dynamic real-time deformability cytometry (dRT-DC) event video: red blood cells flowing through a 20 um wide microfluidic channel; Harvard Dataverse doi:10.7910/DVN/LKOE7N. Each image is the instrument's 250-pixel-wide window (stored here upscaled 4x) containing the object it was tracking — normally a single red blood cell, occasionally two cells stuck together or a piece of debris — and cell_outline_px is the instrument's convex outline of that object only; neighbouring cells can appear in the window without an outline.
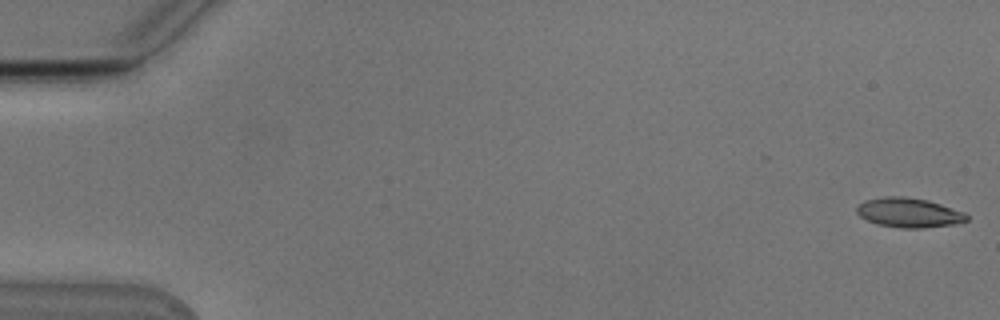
{"species": "Egyptian fruit bat (a non-hibernating species)", "species_latin": "Rousettus aegyptiacus", "temperature_condition": "cold", "stored_images_in_passage": 13, "camera_frame_rate_fps": 3000, "um_per_image_px": 0.085, "animal": {"sex": "male"}, "frame": {"image": 1, "passage_image": 1, "time_ms": 0.0, "image_size_px": [1000, 320], "cell_outline_px": [[968, 220], [952, 224], [920, 228], [900, 228], [880, 224], [868, 220], [860, 216], [856, 212], [856, 208], [864, 200], [884, 196], [904, 196], [928, 200], [964, 212], [968, 216]], "centroid_in_image_um": [77.24, 18.06], "position_along_channel_um": 7.8, "area_um2": 18.73}}